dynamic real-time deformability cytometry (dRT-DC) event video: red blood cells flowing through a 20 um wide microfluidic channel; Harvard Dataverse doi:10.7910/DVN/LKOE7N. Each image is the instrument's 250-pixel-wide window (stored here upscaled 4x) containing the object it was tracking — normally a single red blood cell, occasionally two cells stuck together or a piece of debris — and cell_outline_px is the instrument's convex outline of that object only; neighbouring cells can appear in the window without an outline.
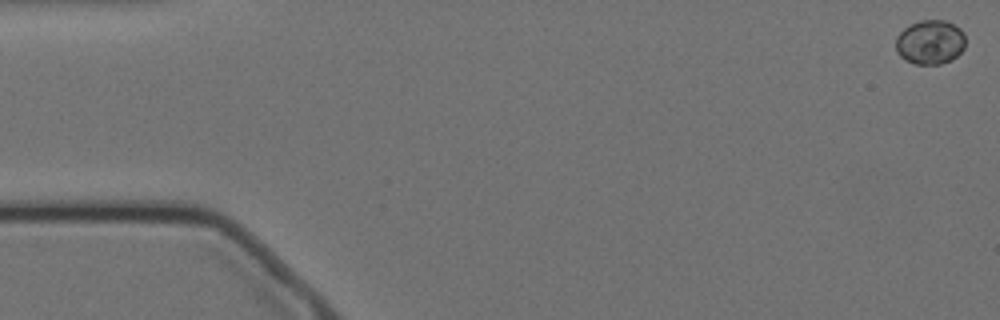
{"species": "Egyptian fruit bat (a non-hibernating species)", "species_latin": "Rousettus aegyptiacus", "temperature_condition": "cold", "stored_images_in_passage": 58, "camera_frame_rate_fps": 3000, "um_per_image_px": 0.085, "animal": {"sex": "female"}, "frame": {"image": 1, "passage_image": 1, "time_ms": 0.0, "image_size_px": [1000, 320], "cell_outline_px": [[964, 48], [952, 60], [940, 64], [916, 64], [904, 60], [896, 52], [896, 36], [904, 28], [920, 20], [944, 20], [960, 28], [964, 32]], "centroid_in_image_um": [79.05, 3.59], "position_along_channel_um": 6.0, "area_um2": 18.03}}
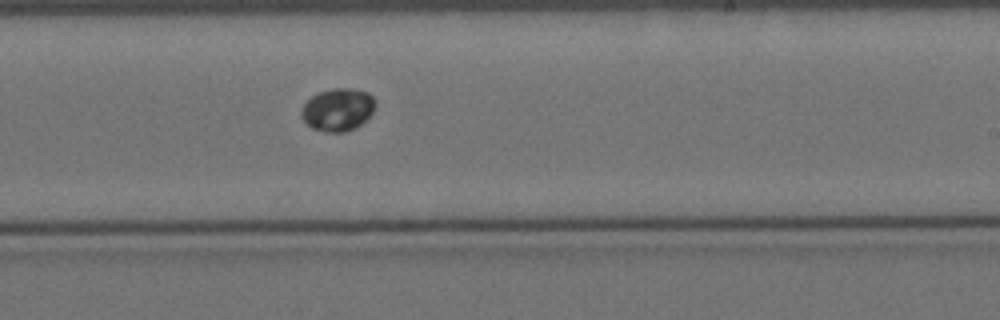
{"frame": {"image": 2, "passage_image": 34, "time_ms": 11.0, "image_size_px": [1000, 320], "cell_outline_px": [[376, 108], [356, 128], [344, 132], [324, 132], [312, 128], [300, 116], [300, 108], [312, 96], [320, 92], [336, 88], [348, 88], [368, 92], [376, 100]], "centroid_in_image_um": [28.71, 9.32], "position_along_channel_um": 260.3, "area_um2": 18.38}}
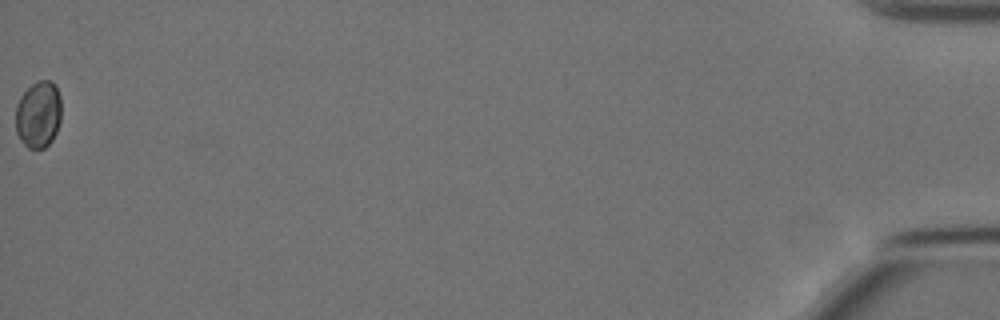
{"frame": {"image": 3, "passage_image": 58, "time_ms": 19.0, "image_size_px": [1000, 320], "cell_outline_px": [[60, 120], [56, 132], [52, 140], [44, 148], [28, 148], [20, 140], [16, 132], [16, 104], [20, 96], [32, 84], [40, 80], [52, 80], [60, 96]], "centroid_in_image_um": [3.25, 9.72], "position_along_channel_um": 432.0, "area_um2": 17.8}}